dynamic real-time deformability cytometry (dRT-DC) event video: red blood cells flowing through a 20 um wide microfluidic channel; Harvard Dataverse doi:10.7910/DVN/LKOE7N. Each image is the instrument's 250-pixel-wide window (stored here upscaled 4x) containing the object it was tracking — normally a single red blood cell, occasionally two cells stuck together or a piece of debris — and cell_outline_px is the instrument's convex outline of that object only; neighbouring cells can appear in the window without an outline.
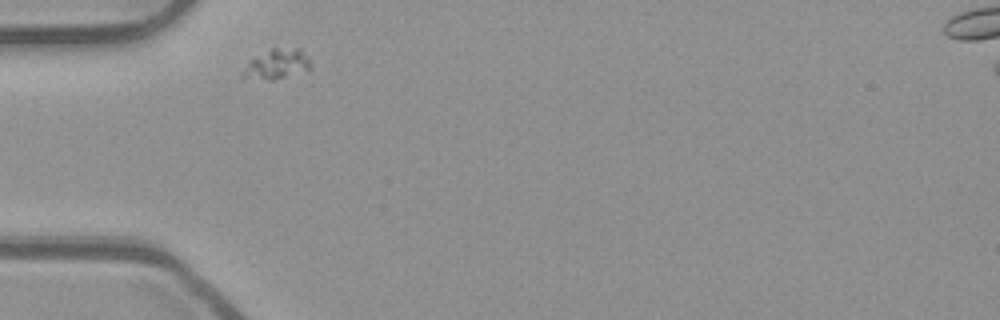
{"species": "common noctule bat (a hibernating species)", "species_latin": "Nyctalus noctula", "temperature_condition": "room temperature", "stored_images_in_passage": 32, "camera_frame_rate_fps": 3000, "um_per_image_px": 0.085, "animal": {"sex": "male", "body_mass_g": 23.1, "forearm_length_mm": 52.7}, "frame": {"image": 1, "passage_image": 1, "time_ms": 0.0, "image_size_px": [1000, 320], "cell_outline_px": [[312, 68], [272, 80], [240, 76], [248, 60], [272, 48], [300, 48], [308, 56], [312, 64]], "centroid_in_image_um": [23.55, 5.42], "position_along_channel_um": 61.5, "area_um2": 11.68}}
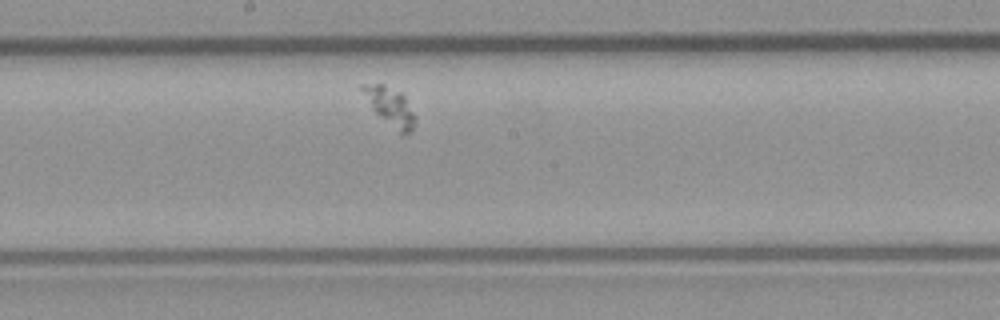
{"frame": {"image": 2, "passage_image": 14, "time_ms": 4.333, "image_size_px": [1000, 320], "cell_outline_px": [[416, 116], [412, 132], [404, 136], [400, 136], [376, 112], [360, 88], [360, 84], [384, 84], [400, 92], [404, 96]], "centroid_in_image_um": [33.22, 9.11], "position_along_channel_um": 215.0, "area_um2": 11.68}}
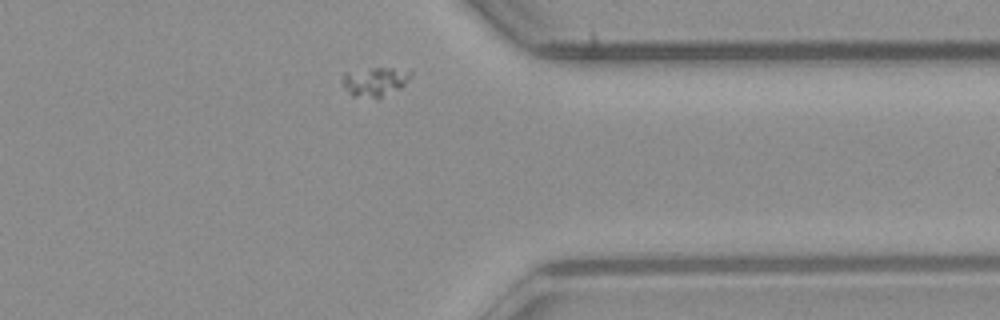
{"frame": {"image": 3, "passage_image": 28, "time_ms": 9.0, "image_size_px": [1000, 320], "cell_outline_px": [[412, 72], [404, 84], [400, 88], [380, 96], [352, 96], [344, 88], [344, 72], [372, 68], [392, 68]], "centroid_in_image_um": [31.83, 6.91], "position_along_channel_um": 379.6, "area_um2": 10.92}}